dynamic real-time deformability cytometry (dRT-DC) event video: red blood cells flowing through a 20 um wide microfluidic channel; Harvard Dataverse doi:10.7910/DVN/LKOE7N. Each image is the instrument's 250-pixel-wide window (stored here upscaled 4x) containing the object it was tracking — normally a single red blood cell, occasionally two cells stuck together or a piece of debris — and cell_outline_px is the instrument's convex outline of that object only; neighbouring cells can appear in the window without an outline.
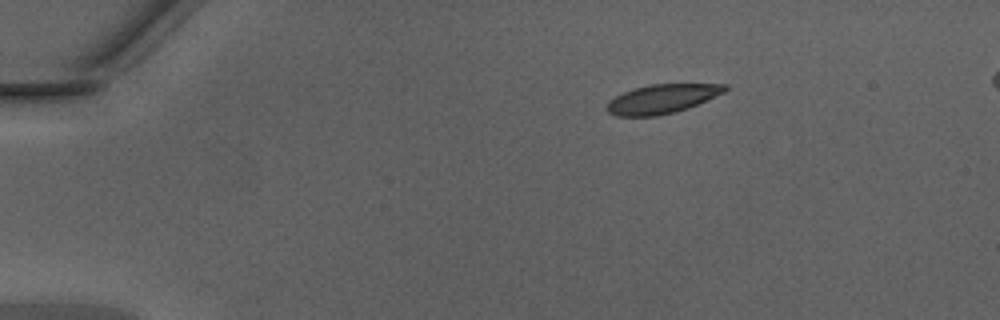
{"species": "Egyptian fruit bat (a non-hibernating species)", "species_latin": "Rousettus aegyptiacus", "temperature_condition": "warm", "stored_images_in_passage": 41, "camera_frame_rate_fps": 3000, "um_per_image_px": 0.085, "animal": {"sex": "male"}, "frame": {"image": 1, "passage_image": 1, "time_ms": 0.0, "image_size_px": [1000, 320], "cell_outline_px": [[728, 88], [724, 92], [688, 108], [656, 116], [616, 116], [608, 112], [604, 108], [608, 100], [624, 92], [648, 84], [728, 84]], "centroid_in_image_um": [56.23, 8.4], "position_along_channel_um": 28.8, "area_um2": 19.88}}
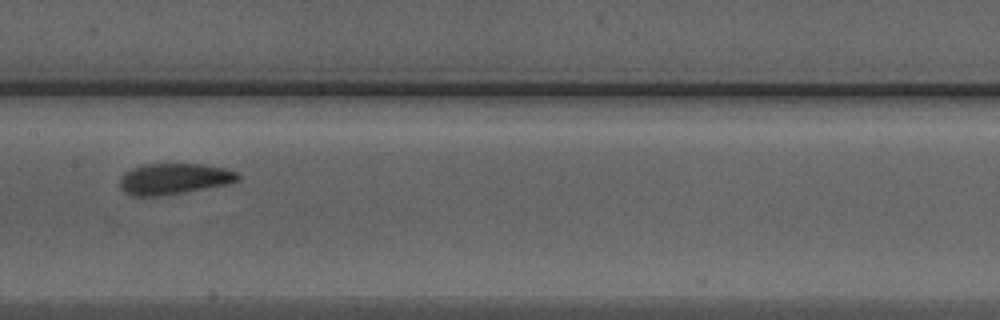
{"frame": {"image": 2, "passage_image": 18, "time_ms": 5.667, "image_size_px": [1000, 320], "cell_outline_px": [[240, 180], [228, 184], [156, 196], [132, 196], [124, 192], [120, 184], [120, 176], [124, 172], [140, 164], [204, 164], [224, 168], [236, 172], [240, 176]], "centroid_in_image_um": [14.76, 15.18], "position_along_channel_um": 192.6, "area_um2": 21.21}}
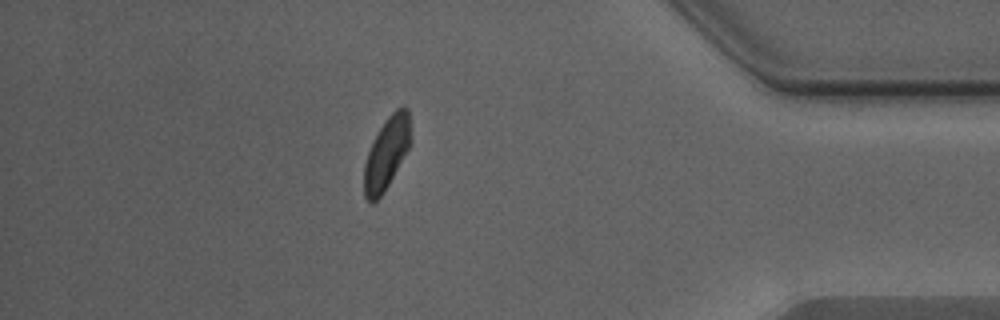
{"frame": {"image": 3, "passage_image": 35, "time_ms": 11.333, "image_size_px": [1000, 320], "cell_outline_px": [[408, 148], [388, 184], [380, 196], [372, 204], [364, 196], [364, 164], [372, 140], [388, 116], [396, 108], [408, 108]], "centroid_in_image_um": [32.79, 13.06], "position_along_channel_um": 402.4, "area_um2": 18.67}, "authors_computed_cell_mechanics": {"area_um2": 20.7502, "velocity_mm_per_s": 4.3131, "shape_relaxation_time_tau1_ms": 3.736, "shape_relaxation_time_tau2_ms": 1.0277, "deformation_change_tau1": 0.1294, "deformation_change_tau2": 0.0862}}